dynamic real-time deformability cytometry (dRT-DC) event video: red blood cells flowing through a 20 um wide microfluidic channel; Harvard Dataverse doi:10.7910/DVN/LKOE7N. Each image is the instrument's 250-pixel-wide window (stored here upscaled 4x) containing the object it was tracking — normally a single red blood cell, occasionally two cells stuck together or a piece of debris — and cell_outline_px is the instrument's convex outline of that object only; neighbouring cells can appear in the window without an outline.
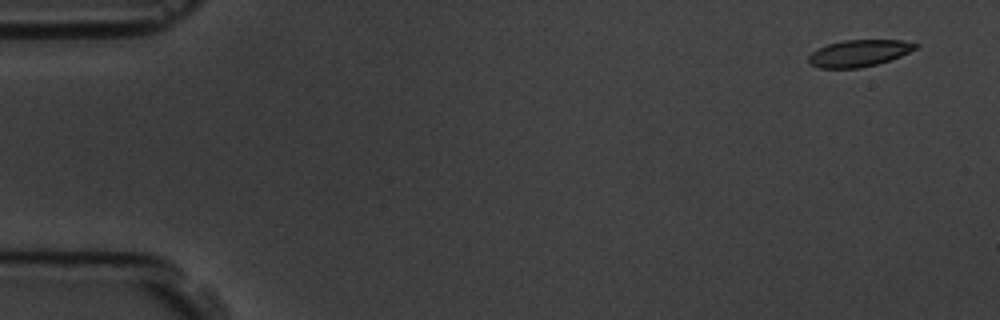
{"species": "common noctule bat (a hibernating species)", "species_latin": "Nyctalus noctula", "temperature_condition": "room temperature", "stored_images_in_passage": 5, "camera_frame_rate_fps": 3000, "um_per_image_px": 0.085, "animal": {"sex": "male", "body_mass_g": 19.5, "forearm_length_mm": 54.6}, "frame": {"image": 1, "passage_image": 1, "time_ms": 0.0, "image_size_px": [1000, 320], "cell_outline_px": [[920, 44], [916, 48], [900, 56], [876, 64], [860, 68], [820, 68], [812, 64], [808, 60], [808, 56], [816, 48], [828, 44], [844, 40], [904, 40]], "centroid_in_image_um": [73.0, 4.51], "position_along_channel_um": 12.0, "area_um2": 16.59}}
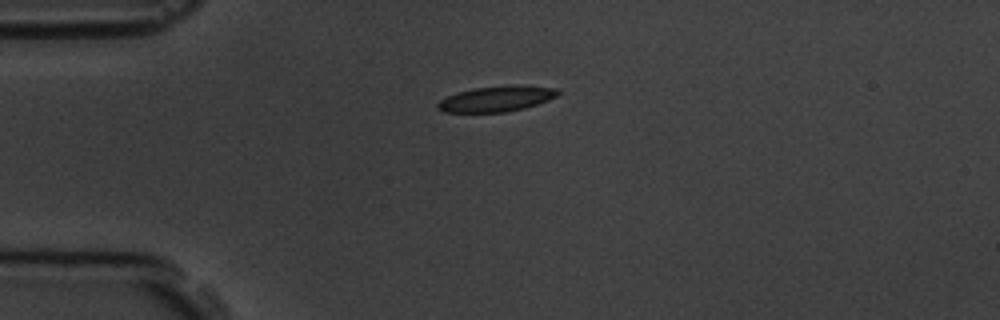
{"frame": {"image": 2, "passage_image": 4, "time_ms": 3.667, "image_size_px": [1000, 320], "cell_outline_px": [[560, 92], [556, 96], [548, 100], [524, 108], [504, 112], [444, 112], [436, 108], [436, 104], [440, 100], [456, 92], [472, 88], [516, 84], [520, 84], [556, 88]], "centroid_in_image_um": [42.19, 8.38], "position_along_channel_um": 42.8, "area_um2": 18.03}}